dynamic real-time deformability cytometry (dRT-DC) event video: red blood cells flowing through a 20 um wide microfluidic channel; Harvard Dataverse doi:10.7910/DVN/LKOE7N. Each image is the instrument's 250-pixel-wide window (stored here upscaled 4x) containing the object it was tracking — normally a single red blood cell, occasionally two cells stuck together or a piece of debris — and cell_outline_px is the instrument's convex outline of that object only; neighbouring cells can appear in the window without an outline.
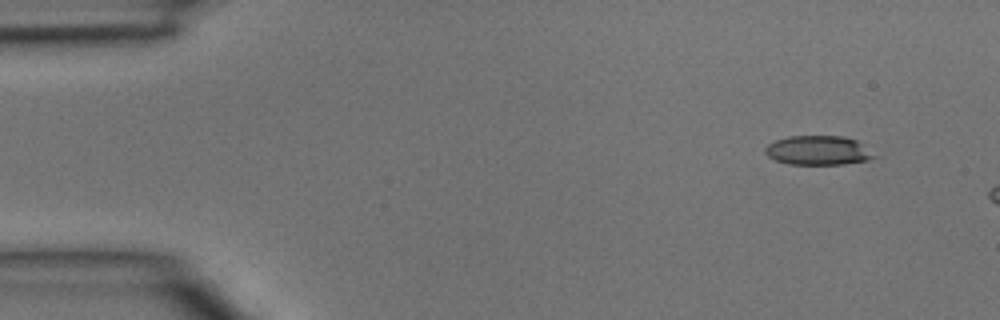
{"species": "common noctule bat (a hibernating species)", "species_latin": "Nyctalus noctula", "temperature_condition": "room temperature", "stored_images_in_passage": 3, "camera_frame_rate_fps": 3000, "um_per_image_px": 0.085, "animal": {"sex": "male", "body_mass_g": 15.6}, "frame": {"image": 1, "passage_image": 1, "time_ms": 0.0, "image_size_px": [1000, 320], "cell_outline_px": [[876, 156], [868, 160], [844, 164], [788, 164], [776, 160], [768, 156], [764, 152], [764, 148], [768, 144], [776, 140], [788, 136], [844, 136], [856, 140]], "centroid_in_image_um": [69.5, 12.78], "position_along_channel_um": 15.5, "area_um2": 18.44}}